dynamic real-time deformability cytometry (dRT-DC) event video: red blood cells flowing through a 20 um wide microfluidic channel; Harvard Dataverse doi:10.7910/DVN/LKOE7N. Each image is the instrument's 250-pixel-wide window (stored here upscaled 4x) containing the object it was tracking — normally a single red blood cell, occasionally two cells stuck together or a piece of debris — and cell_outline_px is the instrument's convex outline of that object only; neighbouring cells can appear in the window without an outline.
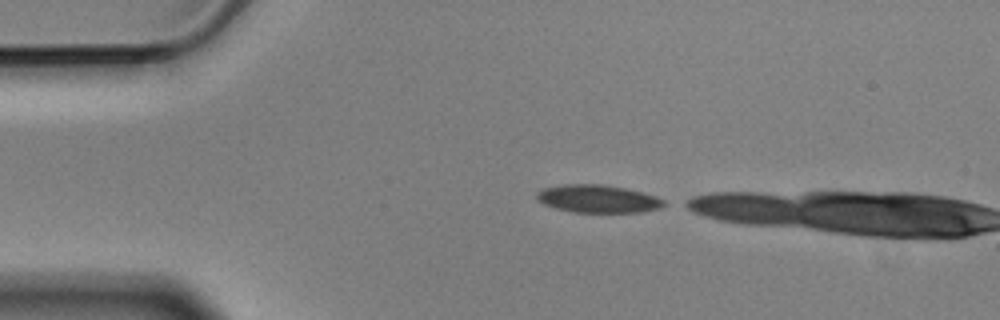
{"species": "Egyptian fruit bat (a non-hibernating species)", "species_latin": "Rousettus aegyptiacus", "temperature_condition": "cold", "stored_images_in_passage": 2, "camera_frame_rate_fps": 3000, "um_per_image_px": 0.085, "animal": {"sex": "male"}, "frame": {"image": 1, "passage_image": 1, "time_ms": 0.0, "image_size_px": [1000, 320], "cell_outline_px": [[668, 204], [660, 208], [644, 212], [572, 212], [556, 208], [544, 204], [536, 200], [536, 192], [540, 188], [560, 184], [604, 184], [624, 188], [656, 196], [664, 200]], "centroid_in_image_um": [50.79, 16.89], "position_along_channel_um": 34.2, "area_um2": 20.87}}